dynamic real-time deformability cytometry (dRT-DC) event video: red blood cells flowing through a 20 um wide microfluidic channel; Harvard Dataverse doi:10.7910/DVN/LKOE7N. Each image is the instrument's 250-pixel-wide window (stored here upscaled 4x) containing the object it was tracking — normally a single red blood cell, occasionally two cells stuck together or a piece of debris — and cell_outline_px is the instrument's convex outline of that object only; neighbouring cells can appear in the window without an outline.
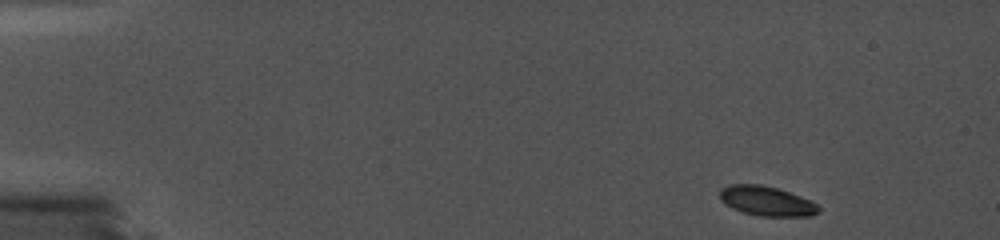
{"species": "common noctule bat (a hibernating species)", "species_latin": "Nyctalus noctula", "temperature_condition": "cold", "stored_images_in_passage": 77, "camera_frame_rate_fps": 5000, "um_per_image_px": 0.085, "animal": {"sex": "female", "body_mass_g": 19.0, "forearm_length_mm": 56.7}, "frame": {"image": 1, "passage_image": 1, "time_ms": 0.0, "image_size_px": [1000, 240], "cell_outline_px": [[820, 212], [812, 216], [760, 216], [744, 212], [732, 208], [724, 204], [720, 200], [720, 192], [724, 188], [732, 184], [756, 184], [776, 188], [788, 192], [808, 200], [816, 204], [820, 208]], "centroid_in_image_um": [65.16, 17.1], "position_along_channel_um": 19.8, "area_um2": 16.76}}
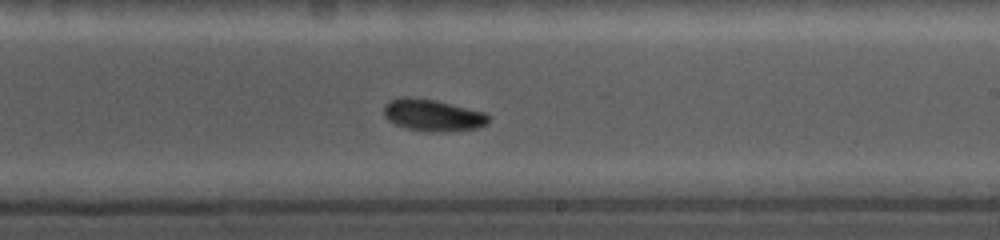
{"frame": {"image": 2, "passage_image": 48, "time_ms": 9.4, "image_size_px": [1000, 240], "cell_outline_px": [[492, 116], [484, 124], [476, 128], [432, 132], [408, 128], [396, 124], [388, 120], [384, 116], [384, 104], [388, 100], [404, 96], [436, 100], [484, 112]], "centroid_in_image_um": [36.74, 9.77], "position_along_channel_um": 252.3, "area_um2": 19.19}}
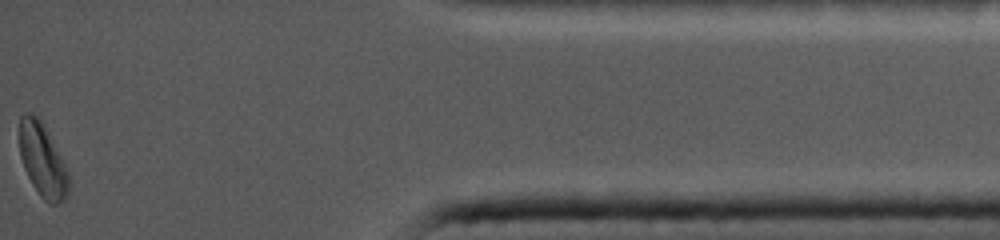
{"frame": {"image": 3, "passage_image": 77, "time_ms": 15.2, "image_size_px": [1000, 240], "cell_outline_px": [[68, 196], [60, 204], [48, 204], [40, 196], [32, 184], [24, 168], [20, 156], [20, 116], [24, 112], [32, 112], [40, 116], [68, 172]], "centroid_in_image_um": [3.61, 13.6], "position_along_channel_um": 431.6, "area_um2": 21.15}, "authors_computed_cell_mechanics": {"area_um2": 18.5538, "velocity_mm_per_s": 3.7384, "shape_relaxation_time_tau1_ms": null, "shape_relaxation_time_tau2_ms": 4.7439, "deformation_change_tau1": null, "deformation_change_tau2": 0.072}}